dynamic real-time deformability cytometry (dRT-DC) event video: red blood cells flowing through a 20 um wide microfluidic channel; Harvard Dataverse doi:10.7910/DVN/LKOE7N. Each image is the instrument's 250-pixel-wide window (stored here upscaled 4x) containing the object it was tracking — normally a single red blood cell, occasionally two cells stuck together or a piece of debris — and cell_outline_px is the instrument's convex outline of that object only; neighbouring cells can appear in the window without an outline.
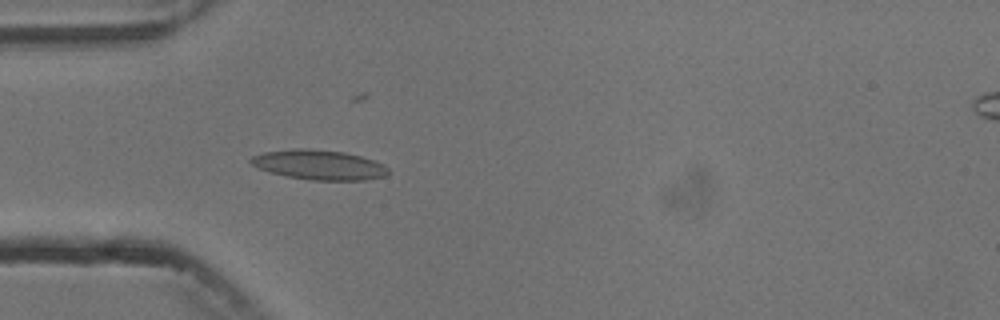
{"species": "common noctule bat (a hibernating species)", "species_latin": "Nyctalus noctula", "temperature_condition": "cold", "stored_images_in_passage": 5, "camera_frame_rate_fps": 3000, "um_per_image_px": 0.085, "animal": {"sex": "male", "body_mass_g": 13.3}, "frame": {"image": 1, "passage_image": 5, "time_ms": 4.667, "image_size_px": [1000, 320], "cell_outline_px": [[388, 172], [384, 176], [364, 180], [312, 180], [288, 176], [268, 172], [252, 164], [248, 160], [252, 156], [264, 152], [292, 148], [304, 148], [344, 152], [360, 156], [384, 164], [388, 168]], "centroid_in_image_um": [27.1, 14.0], "position_along_channel_um": 57.9, "area_um2": 23.7}}